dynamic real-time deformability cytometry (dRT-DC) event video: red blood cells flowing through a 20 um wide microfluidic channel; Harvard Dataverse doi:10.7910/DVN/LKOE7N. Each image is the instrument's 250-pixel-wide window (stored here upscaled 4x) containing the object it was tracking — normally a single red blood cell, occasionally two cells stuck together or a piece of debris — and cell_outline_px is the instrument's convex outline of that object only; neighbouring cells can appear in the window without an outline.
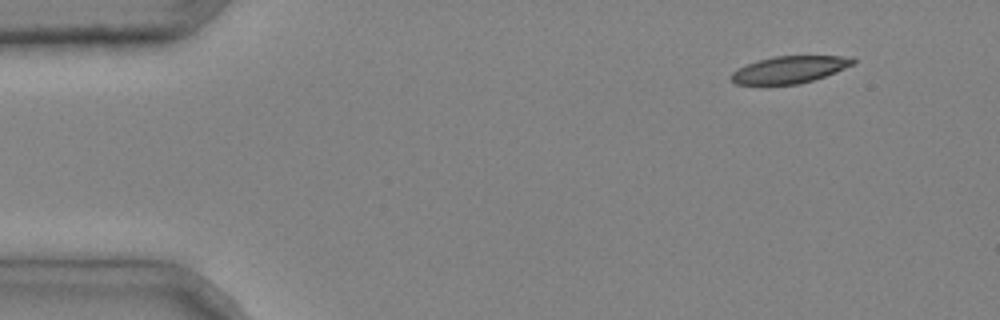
{"species": "common noctule bat (a hibernating species)", "species_latin": "Nyctalus noctula", "temperature_condition": "cold", "stored_images_in_passage": 3, "camera_frame_rate_fps": 3000, "um_per_image_px": 0.085, "animal": {"sex": "male", "body_mass_g": 20.4}, "frame": {"image": 1, "passage_image": 1, "time_ms": 0.0, "image_size_px": [1000, 320], "cell_outline_px": [[856, 60], [852, 64], [836, 72], [812, 80], [796, 84], [736, 84], [728, 76], [732, 72], [748, 64], [760, 60], [776, 56], [852, 56]], "centroid_in_image_um": [67.12, 5.91], "position_along_channel_um": 17.9, "area_um2": 18.84}}